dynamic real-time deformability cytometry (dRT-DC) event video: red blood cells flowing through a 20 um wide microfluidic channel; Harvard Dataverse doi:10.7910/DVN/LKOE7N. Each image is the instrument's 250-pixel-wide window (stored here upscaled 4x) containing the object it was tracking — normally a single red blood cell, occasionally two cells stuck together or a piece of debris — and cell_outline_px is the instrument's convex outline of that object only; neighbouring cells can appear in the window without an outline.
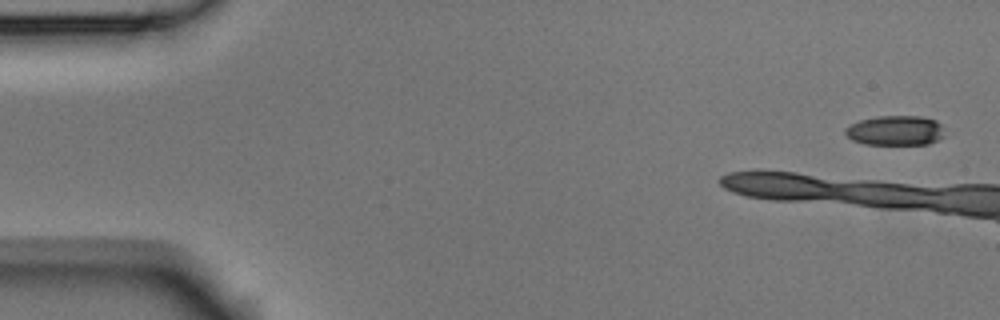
{"species": "Egyptian fruit bat (a non-hibernating species)", "species_latin": "Rousettus aegyptiacus", "temperature_condition": "room temperature", "stored_images_in_passage": 3, "camera_frame_rate_fps": 3000, "um_per_image_px": 0.085, "animal": {"sex": "male"}, "frame": {"image": 1, "passage_image": 1, "time_ms": 0.0, "image_size_px": [1000, 320], "cell_outline_px": [[944, 136], [928, 144], [864, 144], [852, 140], [844, 132], [844, 128], [860, 120], [876, 116], [920, 116], [936, 120], [940, 124]], "centroid_in_image_um": [76.08, 11.09], "position_along_channel_um": 8.9, "area_um2": 17.17}}